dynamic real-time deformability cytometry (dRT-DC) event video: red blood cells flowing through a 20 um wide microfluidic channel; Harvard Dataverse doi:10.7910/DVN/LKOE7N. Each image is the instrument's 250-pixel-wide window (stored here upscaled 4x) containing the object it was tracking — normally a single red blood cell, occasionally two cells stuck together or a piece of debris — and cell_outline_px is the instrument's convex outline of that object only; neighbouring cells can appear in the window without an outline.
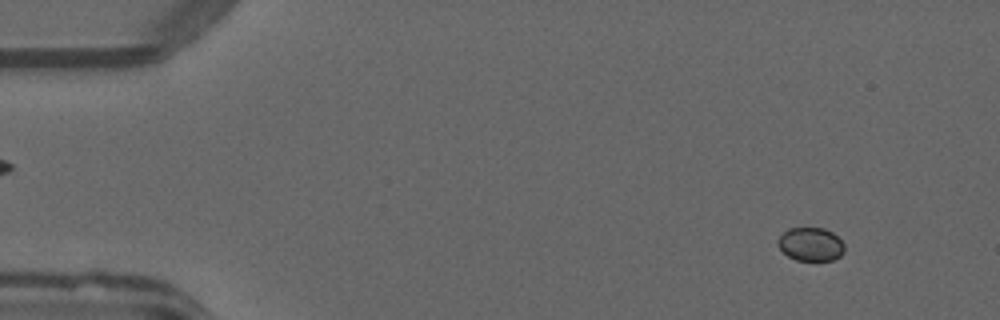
{"species": "common noctule bat (a hibernating species)", "species_latin": "Nyctalus noctula", "temperature_condition": "warm", "stored_images_in_passage": 53, "camera_frame_rate_fps": 3000, "um_per_image_px": 0.085, "animal": {"sex": "male", "forearm_length_mm": 52.5}, "frame": {"image": 1, "passage_image": 6, "time_ms": 1.667, "image_size_px": [1000, 320], "cell_outline_px": [[844, 252], [840, 256], [832, 260], [796, 260], [788, 256], [776, 244], [776, 240], [788, 228], [824, 228], [832, 232], [844, 244]], "centroid_in_image_um": [68.9, 20.76], "position_along_channel_um": 16.1, "area_um2": 12.95}}
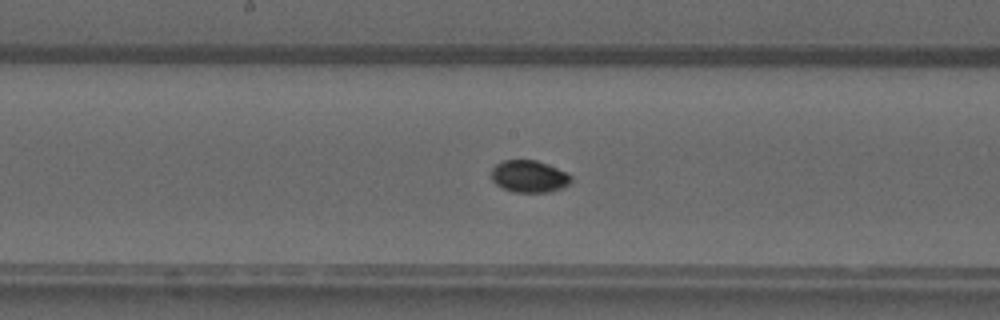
{"frame": {"image": 2, "passage_image": 28, "time_ms": 9.0, "image_size_px": [1000, 320], "cell_outline_px": [[572, 180], [564, 188], [548, 192], [516, 192], [504, 188], [496, 184], [492, 180], [492, 168], [496, 164], [504, 160], [536, 160], [568, 172], [572, 176]], "centroid_in_image_um": [45.01, 14.99], "position_along_channel_um": 203.2, "area_um2": 14.91}}
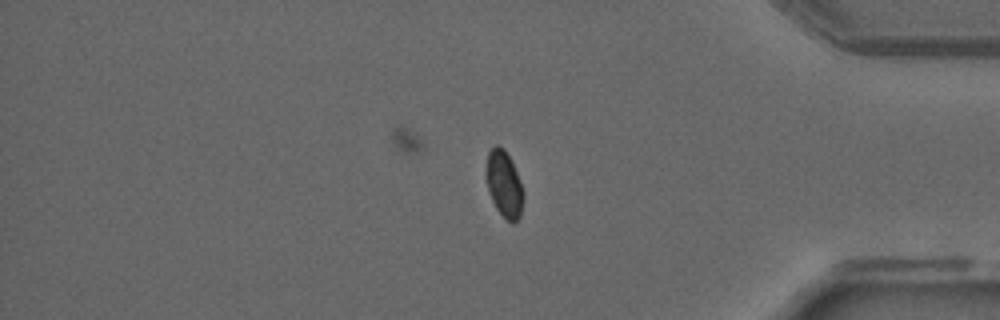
{"frame": {"image": 3, "passage_image": 44, "time_ms": 14.333, "image_size_px": [1000, 320], "cell_outline_px": [[524, 196], [520, 216], [512, 224], [496, 208], [492, 200], [484, 176], [484, 172], [488, 152], [496, 144], [504, 148], [512, 160], [524, 192]], "centroid_in_image_um": [42.83, 15.6], "position_along_channel_um": 392.4, "area_um2": 14.57}, "authors_computed_cell_mechanics": {"area_um2": 14.45, "velocity_mm_per_s": 4.0238, "shape_relaxation_time_tau1_ms": 2.921, "shape_relaxation_time_tau2_ms": null, "deformation_change_tau1": 0.0681, "deformation_change_tau2": null}}